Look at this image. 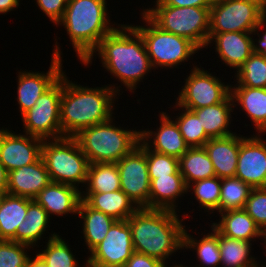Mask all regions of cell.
Wrapping results in <instances>:
<instances>
[{
	"label": "cell",
	"instance_id": "1",
	"mask_svg": "<svg viewBox=\"0 0 266 267\" xmlns=\"http://www.w3.org/2000/svg\"><path fill=\"white\" fill-rule=\"evenodd\" d=\"M129 224L134 252L165 263L174 252L183 247L182 225L177 212L167 209L139 208L132 214Z\"/></svg>",
	"mask_w": 266,
	"mask_h": 267
},
{
	"label": "cell",
	"instance_id": "2",
	"mask_svg": "<svg viewBox=\"0 0 266 267\" xmlns=\"http://www.w3.org/2000/svg\"><path fill=\"white\" fill-rule=\"evenodd\" d=\"M97 51L103 67L130 92L153 68L143 38L133 25L115 28L100 41Z\"/></svg>",
	"mask_w": 266,
	"mask_h": 267
},
{
	"label": "cell",
	"instance_id": "3",
	"mask_svg": "<svg viewBox=\"0 0 266 267\" xmlns=\"http://www.w3.org/2000/svg\"><path fill=\"white\" fill-rule=\"evenodd\" d=\"M117 88V89H116ZM118 87L88 88L72 83L63 73L60 101V125L63 136H75L83 128L104 123L112 118Z\"/></svg>",
	"mask_w": 266,
	"mask_h": 267
},
{
	"label": "cell",
	"instance_id": "4",
	"mask_svg": "<svg viewBox=\"0 0 266 267\" xmlns=\"http://www.w3.org/2000/svg\"><path fill=\"white\" fill-rule=\"evenodd\" d=\"M106 0H68L64 15L57 25L63 24L78 58L90 64L100 41L116 27L107 19Z\"/></svg>",
	"mask_w": 266,
	"mask_h": 267
},
{
	"label": "cell",
	"instance_id": "5",
	"mask_svg": "<svg viewBox=\"0 0 266 267\" xmlns=\"http://www.w3.org/2000/svg\"><path fill=\"white\" fill-rule=\"evenodd\" d=\"M113 119L83 128L75 136L90 164L117 163L130 153L141 140L140 131L115 127Z\"/></svg>",
	"mask_w": 266,
	"mask_h": 267
},
{
	"label": "cell",
	"instance_id": "6",
	"mask_svg": "<svg viewBox=\"0 0 266 267\" xmlns=\"http://www.w3.org/2000/svg\"><path fill=\"white\" fill-rule=\"evenodd\" d=\"M41 157L51 182L74 187L86 183L90 163L74 137L43 140Z\"/></svg>",
	"mask_w": 266,
	"mask_h": 267
},
{
	"label": "cell",
	"instance_id": "7",
	"mask_svg": "<svg viewBox=\"0 0 266 267\" xmlns=\"http://www.w3.org/2000/svg\"><path fill=\"white\" fill-rule=\"evenodd\" d=\"M155 6L143 13L161 30L184 37L199 49L208 46L210 8Z\"/></svg>",
	"mask_w": 266,
	"mask_h": 267
},
{
	"label": "cell",
	"instance_id": "8",
	"mask_svg": "<svg viewBox=\"0 0 266 267\" xmlns=\"http://www.w3.org/2000/svg\"><path fill=\"white\" fill-rule=\"evenodd\" d=\"M266 11L250 0H214L210 7L209 40L217 33L258 32Z\"/></svg>",
	"mask_w": 266,
	"mask_h": 267
},
{
	"label": "cell",
	"instance_id": "9",
	"mask_svg": "<svg viewBox=\"0 0 266 267\" xmlns=\"http://www.w3.org/2000/svg\"><path fill=\"white\" fill-rule=\"evenodd\" d=\"M148 26H133L142 36L152 67L173 68L200 50L192 41L161 30L143 12ZM193 54V55H192Z\"/></svg>",
	"mask_w": 266,
	"mask_h": 267
},
{
	"label": "cell",
	"instance_id": "10",
	"mask_svg": "<svg viewBox=\"0 0 266 267\" xmlns=\"http://www.w3.org/2000/svg\"><path fill=\"white\" fill-rule=\"evenodd\" d=\"M63 90V74L22 115L25 133L43 140L64 137L60 125V101Z\"/></svg>",
	"mask_w": 266,
	"mask_h": 267
},
{
	"label": "cell",
	"instance_id": "11",
	"mask_svg": "<svg viewBox=\"0 0 266 267\" xmlns=\"http://www.w3.org/2000/svg\"><path fill=\"white\" fill-rule=\"evenodd\" d=\"M231 87L222 83L218 77L195 66L186 78L174 106L198 109L221 103L231 94Z\"/></svg>",
	"mask_w": 266,
	"mask_h": 267
},
{
	"label": "cell",
	"instance_id": "12",
	"mask_svg": "<svg viewBox=\"0 0 266 267\" xmlns=\"http://www.w3.org/2000/svg\"><path fill=\"white\" fill-rule=\"evenodd\" d=\"M116 164L119 170L121 190L138 208L149 209L150 178L146 145L140 140L139 145Z\"/></svg>",
	"mask_w": 266,
	"mask_h": 267
},
{
	"label": "cell",
	"instance_id": "13",
	"mask_svg": "<svg viewBox=\"0 0 266 267\" xmlns=\"http://www.w3.org/2000/svg\"><path fill=\"white\" fill-rule=\"evenodd\" d=\"M134 253L127 220H116L86 260V267H123Z\"/></svg>",
	"mask_w": 266,
	"mask_h": 267
},
{
	"label": "cell",
	"instance_id": "14",
	"mask_svg": "<svg viewBox=\"0 0 266 267\" xmlns=\"http://www.w3.org/2000/svg\"><path fill=\"white\" fill-rule=\"evenodd\" d=\"M54 53L52 54V60L48 72L46 74L38 72H19L18 77V87H17V101L21 112V116L31 109L35 104L37 99L48 90L63 73L62 68V57L60 48L56 42V48H54Z\"/></svg>",
	"mask_w": 266,
	"mask_h": 267
},
{
	"label": "cell",
	"instance_id": "15",
	"mask_svg": "<svg viewBox=\"0 0 266 267\" xmlns=\"http://www.w3.org/2000/svg\"><path fill=\"white\" fill-rule=\"evenodd\" d=\"M262 137H239L235 177L251 188L266 187V143Z\"/></svg>",
	"mask_w": 266,
	"mask_h": 267
},
{
	"label": "cell",
	"instance_id": "16",
	"mask_svg": "<svg viewBox=\"0 0 266 267\" xmlns=\"http://www.w3.org/2000/svg\"><path fill=\"white\" fill-rule=\"evenodd\" d=\"M42 142L36 136L0 129V161L8 172L31 165L41 157Z\"/></svg>",
	"mask_w": 266,
	"mask_h": 267
},
{
	"label": "cell",
	"instance_id": "17",
	"mask_svg": "<svg viewBox=\"0 0 266 267\" xmlns=\"http://www.w3.org/2000/svg\"><path fill=\"white\" fill-rule=\"evenodd\" d=\"M160 127L156 132L140 131L141 141L153 151L179 159L188 149L178 125L166 113H160ZM152 137V145L150 144ZM151 138V139H150ZM150 139V140H149ZM149 141V142H148ZM152 146H154L152 148Z\"/></svg>",
	"mask_w": 266,
	"mask_h": 267
},
{
	"label": "cell",
	"instance_id": "18",
	"mask_svg": "<svg viewBox=\"0 0 266 267\" xmlns=\"http://www.w3.org/2000/svg\"><path fill=\"white\" fill-rule=\"evenodd\" d=\"M50 182L46 165L40 157L31 165L8 172L7 193L34 199Z\"/></svg>",
	"mask_w": 266,
	"mask_h": 267
},
{
	"label": "cell",
	"instance_id": "19",
	"mask_svg": "<svg viewBox=\"0 0 266 267\" xmlns=\"http://www.w3.org/2000/svg\"><path fill=\"white\" fill-rule=\"evenodd\" d=\"M252 33L254 32L217 33L208 41V45L215 40L216 52L223 64L235 68L237 72L253 53V39L249 36Z\"/></svg>",
	"mask_w": 266,
	"mask_h": 267
},
{
	"label": "cell",
	"instance_id": "20",
	"mask_svg": "<svg viewBox=\"0 0 266 267\" xmlns=\"http://www.w3.org/2000/svg\"><path fill=\"white\" fill-rule=\"evenodd\" d=\"M79 187L68 184L50 182L43 188L34 200L41 205L45 211L54 215L78 213L81 199Z\"/></svg>",
	"mask_w": 266,
	"mask_h": 267
},
{
	"label": "cell",
	"instance_id": "21",
	"mask_svg": "<svg viewBox=\"0 0 266 267\" xmlns=\"http://www.w3.org/2000/svg\"><path fill=\"white\" fill-rule=\"evenodd\" d=\"M203 147L211 159L218 178L235 177L239 154L237 134L209 139Z\"/></svg>",
	"mask_w": 266,
	"mask_h": 267
},
{
	"label": "cell",
	"instance_id": "22",
	"mask_svg": "<svg viewBox=\"0 0 266 267\" xmlns=\"http://www.w3.org/2000/svg\"><path fill=\"white\" fill-rule=\"evenodd\" d=\"M81 192V199L92 209L103 212L115 220H127L139 208L121 189L106 193ZM85 195V196H84Z\"/></svg>",
	"mask_w": 266,
	"mask_h": 267
},
{
	"label": "cell",
	"instance_id": "23",
	"mask_svg": "<svg viewBox=\"0 0 266 267\" xmlns=\"http://www.w3.org/2000/svg\"><path fill=\"white\" fill-rule=\"evenodd\" d=\"M222 219L212 226L220 235L251 242L252 239L264 237L265 234L256 225L253 218L244 210H229L220 213Z\"/></svg>",
	"mask_w": 266,
	"mask_h": 267
},
{
	"label": "cell",
	"instance_id": "24",
	"mask_svg": "<svg viewBox=\"0 0 266 267\" xmlns=\"http://www.w3.org/2000/svg\"><path fill=\"white\" fill-rule=\"evenodd\" d=\"M187 190L181 174L158 177L150 182L149 209H167L176 211V198Z\"/></svg>",
	"mask_w": 266,
	"mask_h": 267
},
{
	"label": "cell",
	"instance_id": "25",
	"mask_svg": "<svg viewBox=\"0 0 266 267\" xmlns=\"http://www.w3.org/2000/svg\"><path fill=\"white\" fill-rule=\"evenodd\" d=\"M233 101L230 94L221 103L198 109H190L200 118V123L210 139L226 137L233 134V132L228 129L230 126L229 124H231L230 118L232 109L236 106Z\"/></svg>",
	"mask_w": 266,
	"mask_h": 267
},
{
	"label": "cell",
	"instance_id": "26",
	"mask_svg": "<svg viewBox=\"0 0 266 267\" xmlns=\"http://www.w3.org/2000/svg\"><path fill=\"white\" fill-rule=\"evenodd\" d=\"M33 199L2 194L0 197V240L16 242L18 225L25 220L28 204Z\"/></svg>",
	"mask_w": 266,
	"mask_h": 267
},
{
	"label": "cell",
	"instance_id": "27",
	"mask_svg": "<svg viewBox=\"0 0 266 267\" xmlns=\"http://www.w3.org/2000/svg\"><path fill=\"white\" fill-rule=\"evenodd\" d=\"M234 103L241 105L259 133L266 132V88L234 86L231 88Z\"/></svg>",
	"mask_w": 266,
	"mask_h": 267
},
{
	"label": "cell",
	"instance_id": "28",
	"mask_svg": "<svg viewBox=\"0 0 266 267\" xmlns=\"http://www.w3.org/2000/svg\"><path fill=\"white\" fill-rule=\"evenodd\" d=\"M179 171L187 187L193 182L216 176L214 166L204 147L189 148L179 158Z\"/></svg>",
	"mask_w": 266,
	"mask_h": 267
},
{
	"label": "cell",
	"instance_id": "29",
	"mask_svg": "<svg viewBox=\"0 0 266 267\" xmlns=\"http://www.w3.org/2000/svg\"><path fill=\"white\" fill-rule=\"evenodd\" d=\"M79 217L83 219L85 244L91 252L105 239L111 225L116 221L113 217L89 207L83 200L78 207Z\"/></svg>",
	"mask_w": 266,
	"mask_h": 267
},
{
	"label": "cell",
	"instance_id": "30",
	"mask_svg": "<svg viewBox=\"0 0 266 267\" xmlns=\"http://www.w3.org/2000/svg\"><path fill=\"white\" fill-rule=\"evenodd\" d=\"M49 215L45 209L34 199L28 204L25 220L18 225L16 230V242L28 246H35L49 223Z\"/></svg>",
	"mask_w": 266,
	"mask_h": 267
},
{
	"label": "cell",
	"instance_id": "31",
	"mask_svg": "<svg viewBox=\"0 0 266 267\" xmlns=\"http://www.w3.org/2000/svg\"><path fill=\"white\" fill-rule=\"evenodd\" d=\"M218 243L223 267H261L256 258L250 256L251 243L230 238L218 233Z\"/></svg>",
	"mask_w": 266,
	"mask_h": 267
},
{
	"label": "cell",
	"instance_id": "32",
	"mask_svg": "<svg viewBox=\"0 0 266 267\" xmlns=\"http://www.w3.org/2000/svg\"><path fill=\"white\" fill-rule=\"evenodd\" d=\"M85 193H106L121 189L116 163H93L89 165Z\"/></svg>",
	"mask_w": 266,
	"mask_h": 267
},
{
	"label": "cell",
	"instance_id": "33",
	"mask_svg": "<svg viewBox=\"0 0 266 267\" xmlns=\"http://www.w3.org/2000/svg\"><path fill=\"white\" fill-rule=\"evenodd\" d=\"M211 233L203 236L200 240H196L187 233L186 229L183 233V247L185 249L193 248L197 252V257L204 267H216L221 264V255L218 243V232L211 227ZM200 267V265L198 266Z\"/></svg>",
	"mask_w": 266,
	"mask_h": 267
},
{
	"label": "cell",
	"instance_id": "34",
	"mask_svg": "<svg viewBox=\"0 0 266 267\" xmlns=\"http://www.w3.org/2000/svg\"><path fill=\"white\" fill-rule=\"evenodd\" d=\"M252 188L236 177L222 178L219 213L243 209Z\"/></svg>",
	"mask_w": 266,
	"mask_h": 267
},
{
	"label": "cell",
	"instance_id": "35",
	"mask_svg": "<svg viewBox=\"0 0 266 267\" xmlns=\"http://www.w3.org/2000/svg\"><path fill=\"white\" fill-rule=\"evenodd\" d=\"M235 76L237 86L266 88V58L253 52Z\"/></svg>",
	"mask_w": 266,
	"mask_h": 267
},
{
	"label": "cell",
	"instance_id": "36",
	"mask_svg": "<svg viewBox=\"0 0 266 267\" xmlns=\"http://www.w3.org/2000/svg\"><path fill=\"white\" fill-rule=\"evenodd\" d=\"M51 235L46 244V249L38 253L47 266L78 267L79 263L76 261L75 255H73L62 237L55 233ZM84 266L86 267V264Z\"/></svg>",
	"mask_w": 266,
	"mask_h": 267
},
{
	"label": "cell",
	"instance_id": "37",
	"mask_svg": "<svg viewBox=\"0 0 266 267\" xmlns=\"http://www.w3.org/2000/svg\"><path fill=\"white\" fill-rule=\"evenodd\" d=\"M180 116H176V124L189 148L203 147L210 139L200 123V118L193 110L184 108Z\"/></svg>",
	"mask_w": 266,
	"mask_h": 267
},
{
	"label": "cell",
	"instance_id": "38",
	"mask_svg": "<svg viewBox=\"0 0 266 267\" xmlns=\"http://www.w3.org/2000/svg\"><path fill=\"white\" fill-rule=\"evenodd\" d=\"M189 188L193 190L196 196L195 198L200 205L203 206L202 208L212 211L218 210L219 212L221 178L214 176L212 178L193 182L188 185L187 190H189Z\"/></svg>",
	"mask_w": 266,
	"mask_h": 267
},
{
	"label": "cell",
	"instance_id": "39",
	"mask_svg": "<svg viewBox=\"0 0 266 267\" xmlns=\"http://www.w3.org/2000/svg\"><path fill=\"white\" fill-rule=\"evenodd\" d=\"M147 166L150 182L158 177L181 174L179 159L166 154L157 153L146 146Z\"/></svg>",
	"mask_w": 266,
	"mask_h": 267
},
{
	"label": "cell",
	"instance_id": "40",
	"mask_svg": "<svg viewBox=\"0 0 266 267\" xmlns=\"http://www.w3.org/2000/svg\"><path fill=\"white\" fill-rule=\"evenodd\" d=\"M28 248L31 247L11 240H0V267H26L30 258L25 252Z\"/></svg>",
	"mask_w": 266,
	"mask_h": 267
},
{
	"label": "cell",
	"instance_id": "41",
	"mask_svg": "<svg viewBox=\"0 0 266 267\" xmlns=\"http://www.w3.org/2000/svg\"><path fill=\"white\" fill-rule=\"evenodd\" d=\"M243 209L266 234V187L252 188Z\"/></svg>",
	"mask_w": 266,
	"mask_h": 267
},
{
	"label": "cell",
	"instance_id": "42",
	"mask_svg": "<svg viewBox=\"0 0 266 267\" xmlns=\"http://www.w3.org/2000/svg\"><path fill=\"white\" fill-rule=\"evenodd\" d=\"M36 2L43 13L56 25L63 17L68 4V0H36Z\"/></svg>",
	"mask_w": 266,
	"mask_h": 267
},
{
	"label": "cell",
	"instance_id": "43",
	"mask_svg": "<svg viewBox=\"0 0 266 267\" xmlns=\"http://www.w3.org/2000/svg\"><path fill=\"white\" fill-rule=\"evenodd\" d=\"M123 267H167L158 259L134 252Z\"/></svg>",
	"mask_w": 266,
	"mask_h": 267
},
{
	"label": "cell",
	"instance_id": "44",
	"mask_svg": "<svg viewBox=\"0 0 266 267\" xmlns=\"http://www.w3.org/2000/svg\"><path fill=\"white\" fill-rule=\"evenodd\" d=\"M214 0H156L155 5L210 8Z\"/></svg>",
	"mask_w": 266,
	"mask_h": 267
},
{
	"label": "cell",
	"instance_id": "45",
	"mask_svg": "<svg viewBox=\"0 0 266 267\" xmlns=\"http://www.w3.org/2000/svg\"><path fill=\"white\" fill-rule=\"evenodd\" d=\"M257 35L259 37L257 40L259 45L257 43L255 44L256 40L254 41L253 39V52L256 54H261L264 58H266V31L261 38L259 33Z\"/></svg>",
	"mask_w": 266,
	"mask_h": 267
},
{
	"label": "cell",
	"instance_id": "46",
	"mask_svg": "<svg viewBox=\"0 0 266 267\" xmlns=\"http://www.w3.org/2000/svg\"><path fill=\"white\" fill-rule=\"evenodd\" d=\"M7 185H8V171L0 161V193H7Z\"/></svg>",
	"mask_w": 266,
	"mask_h": 267
},
{
	"label": "cell",
	"instance_id": "47",
	"mask_svg": "<svg viewBox=\"0 0 266 267\" xmlns=\"http://www.w3.org/2000/svg\"><path fill=\"white\" fill-rule=\"evenodd\" d=\"M19 0H0V13L6 14L14 8H18Z\"/></svg>",
	"mask_w": 266,
	"mask_h": 267
},
{
	"label": "cell",
	"instance_id": "48",
	"mask_svg": "<svg viewBox=\"0 0 266 267\" xmlns=\"http://www.w3.org/2000/svg\"><path fill=\"white\" fill-rule=\"evenodd\" d=\"M26 267H48L45 261L37 253L35 258H29Z\"/></svg>",
	"mask_w": 266,
	"mask_h": 267
},
{
	"label": "cell",
	"instance_id": "49",
	"mask_svg": "<svg viewBox=\"0 0 266 267\" xmlns=\"http://www.w3.org/2000/svg\"><path fill=\"white\" fill-rule=\"evenodd\" d=\"M250 1L257 3L266 11V0H250Z\"/></svg>",
	"mask_w": 266,
	"mask_h": 267
},
{
	"label": "cell",
	"instance_id": "50",
	"mask_svg": "<svg viewBox=\"0 0 266 267\" xmlns=\"http://www.w3.org/2000/svg\"><path fill=\"white\" fill-rule=\"evenodd\" d=\"M171 267V266H170ZM172 267H184L182 264H180V265H174V266H172ZM187 267V266H186ZM194 267V266H193Z\"/></svg>",
	"mask_w": 266,
	"mask_h": 267
},
{
	"label": "cell",
	"instance_id": "51",
	"mask_svg": "<svg viewBox=\"0 0 266 267\" xmlns=\"http://www.w3.org/2000/svg\"><path fill=\"white\" fill-rule=\"evenodd\" d=\"M264 243L266 244V234H265V236H264ZM266 246V245H265ZM262 267H266V266H264V265H262Z\"/></svg>",
	"mask_w": 266,
	"mask_h": 267
}]
</instances>
